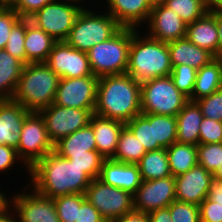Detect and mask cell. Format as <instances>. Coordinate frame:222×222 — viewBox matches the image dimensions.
<instances>
[{"mask_svg": "<svg viewBox=\"0 0 222 222\" xmlns=\"http://www.w3.org/2000/svg\"><path fill=\"white\" fill-rule=\"evenodd\" d=\"M89 124L94 131L97 151L105 159H112L116 153L119 135L125 123L93 114Z\"/></svg>", "mask_w": 222, "mask_h": 222, "instance_id": "7402d4cb", "label": "cell"}, {"mask_svg": "<svg viewBox=\"0 0 222 222\" xmlns=\"http://www.w3.org/2000/svg\"><path fill=\"white\" fill-rule=\"evenodd\" d=\"M13 209L11 208L8 212L0 213V222H15Z\"/></svg>", "mask_w": 222, "mask_h": 222, "instance_id": "db71d44e", "label": "cell"}, {"mask_svg": "<svg viewBox=\"0 0 222 222\" xmlns=\"http://www.w3.org/2000/svg\"><path fill=\"white\" fill-rule=\"evenodd\" d=\"M140 31V28H133L126 73L140 84L153 78L169 76L172 64L168 44L141 34Z\"/></svg>", "mask_w": 222, "mask_h": 222, "instance_id": "3957f363", "label": "cell"}, {"mask_svg": "<svg viewBox=\"0 0 222 222\" xmlns=\"http://www.w3.org/2000/svg\"><path fill=\"white\" fill-rule=\"evenodd\" d=\"M146 24L147 35L161 42L168 43L186 37L187 24L165 5L152 7Z\"/></svg>", "mask_w": 222, "mask_h": 222, "instance_id": "e0dca14e", "label": "cell"}, {"mask_svg": "<svg viewBox=\"0 0 222 222\" xmlns=\"http://www.w3.org/2000/svg\"><path fill=\"white\" fill-rule=\"evenodd\" d=\"M23 161L19 158L17 150L7 145L0 144V172H8L13 165ZM16 163V164H15Z\"/></svg>", "mask_w": 222, "mask_h": 222, "instance_id": "bcb514c9", "label": "cell"}, {"mask_svg": "<svg viewBox=\"0 0 222 222\" xmlns=\"http://www.w3.org/2000/svg\"><path fill=\"white\" fill-rule=\"evenodd\" d=\"M60 78L93 75L87 52L74 49L65 41L56 42L45 62Z\"/></svg>", "mask_w": 222, "mask_h": 222, "instance_id": "9a60e30c", "label": "cell"}, {"mask_svg": "<svg viewBox=\"0 0 222 222\" xmlns=\"http://www.w3.org/2000/svg\"><path fill=\"white\" fill-rule=\"evenodd\" d=\"M199 210L200 222H222V205L210 198H206L200 203Z\"/></svg>", "mask_w": 222, "mask_h": 222, "instance_id": "ee69618b", "label": "cell"}, {"mask_svg": "<svg viewBox=\"0 0 222 222\" xmlns=\"http://www.w3.org/2000/svg\"><path fill=\"white\" fill-rule=\"evenodd\" d=\"M9 196L7 198L6 194L0 190V213L8 212L12 208L10 207L12 206V197Z\"/></svg>", "mask_w": 222, "mask_h": 222, "instance_id": "f5cc1de1", "label": "cell"}, {"mask_svg": "<svg viewBox=\"0 0 222 222\" xmlns=\"http://www.w3.org/2000/svg\"><path fill=\"white\" fill-rule=\"evenodd\" d=\"M154 143L168 148L176 142L177 121L175 116L153 114Z\"/></svg>", "mask_w": 222, "mask_h": 222, "instance_id": "836d02e7", "label": "cell"}, {"mask_svg": "<svg viewBox=\"0 0 222 222\" xmlns=\"http://www.w3.org/2000/svg\"><path fill=\"white\" fill-rule=\"evenodd\" d=\"M189 101L171 76L157 77L141 84V113L177 116Z\"/></svg>", "mask_w": 222, "mask_h": 222, "instance_id": "52a82bcc", "label": "cell"}, {"mask_svg": "<svg viewBox=\"0 0 222 222\" xmlns=\"http://www.w3.org/2000/svg\"><path fill=\"white\" fill-rule=\"evenodd\" d=\"M146 153L142 143L124 126L120 132L116 153L112 160L127 164H138Z\"/></svg>", "mask_w": 222, "mask_h": 222, "instance_id": "4dcf8cb0", "label": "cell"}, {"mask_svg": "<svg viewBox=\"0 0 222 222\" xmlns=\"http://www.w3.org/2000/svg\"><path fill=\"white\" fill-rule=\"evenodd\" d=\"M77 222H107L98 210L87 199L78 209Z\"/></svg>", "mask_w": 222, "mask_h": 222, "instance_id": "7dc6e473", "label": "cell"}, {"mask_svg": "<svg viewBox=\"0 0 222 222\" xmlns=\"http://www.w3.org/2000/svg\"><path fill=\"white\" fill-rule=\"evenodd\" d=\"M108 6H107V5ZM107 11L122 27L139 29L146 24L152 6L149 0H106Z\"/></svg>", "mask_w": 222, "mask_h": 222, "instance_id": "d6986e66", "label": "cell"}, {"mask_svg": "<svg viewBox=\"0 0 222 222\" xmlns=\"http://www.w3.org/2000/svg\"><path fill=\"white\" fill-rule=\"evenodd\" d=\"M95 10H81L76 17L65 40L74 49L87 52L94 45L109 40L122 28L107 11Z\"/></svg>", "mask_w": 222, "mask_h": 222, "instance_id": "8992f818", "label": "cell"}, {"mask_svg": "<svg viewBox=\"0 0 222 222\" xmlns=\"http://www.w3.org/2000/svg\"><path fill=\"white\" fill-rule=\"evenodd\" d=\"M19 0H0V8H14Z\"/></svg>", "mask_w": 222, "mask_h": 222, "instance_id": "9f6ffc18", "label": "cell"}, {"mask_svg": "<svg viewBox=\"0 0 222 222\" xmlns=\"http://www.w3.org/2000/svg\"><path fill=\"white\" fill-rule=\"evenodd\" d=\"M222 142V122L210 118H203L199 130V144Z\"/></svg>", "mask_w": 222, "mask_h": 222, "instance_id": "b9f144b4", "label": "cell"}, {"mask_svg": "<svg viewBox=\"0 0 222 222\" xmlns=\"http://www.w3.org/2000/svg\"><path fill=\"white\" fill-rule=\"evenodd\" d=\"M85 198L107 222L134 211L133 195L130 192L110 186L99 178L91 181L85 191Z\"/></svg>", "mask_w": 222, "mask_h": 222, "instance_id": "9c48e42d", "label": "cell"}, {"mask_svg": "<svg viewBox=\"0 0 222 222\" xmlns=\"http://www.w3.org/2000/svg\"><path fill=\"white\" fill-rule=\"evenodd\" d=\"M167 44L172 67L184 64L199 70L215 58L207 50L191 43L186 37L168 42Z\"/></svg>", "mask_w": 222, "mask_h": 222, "instance_id": "603a6c76", "label": "cell"}, {"mask_svg": "<svg viewBox=\"0 0 222 222\" xmlns=\"http://www.w3.org/2000/svg\"><path fill=\"white\" fill-rule=\"evenodd\" d=\"M197 162L214 174L222 163V142L197 145Z\"/></svg>", "mask_w": 222, "mask_h": 222, "instance_id": "8d00e7d4", "label": "cell"}, {"mask_svg": "<svg viewBox=\"0 0 222 222\" xmlns=\"http://www.w3.org/2000/svg\"><path fill=\"white\" fill-rule=\"evenodd\" d=\"M80 11L75 5L55 0L36 11L29 20L55 41H65Z\"/></svg>", "mask_w": 222, "mask_h": 222, "instance_id": "30bf717a", "label": "cell"}, {"mask_svg": "<svg viewBox=\"0 0 222 222\" xmlns=\"http://www.w3.org/2000/svg\"><path fill=\"white\" fill-rule=\"evenodd\" d=\"M207 198L222 205V182L216 180L212 182Z\"/></svg>", "mask_w": 222, "mask_h": 222, "instance_id": "f907efd6", "label": "cell"}, {"mask_svg": "<svg viewBox=\"0 0 222 222\" xmlns=\"http://www.w3.org/2000/svg\"><path fill=\"white\" fill-rule=\"evenodd\" d=\"M210 8H222V0H206Z\"/></svg>", "mask_w": 222, "mask_h": 222, "instance_id": "6f0895ef", "label": "cell"}, {"mask_svg": "<svg viewBox=\"0 0 222 222\" xmlns=\"http://www.w3.org/2000/svg\"><path fill=\"white\" fill-rule=\"evenodd\" d=\"M171 175L176 177L198 164L197 146L175 142L166 148Z\"/></svg>", "mask_w": 222, "mask_h": 222, "instance_id": "f1b7e54d", "label": "cell"}, {"mask_svg": "<svg viewBox=\"0 0 222 222\" xmlns=\"http://www.w3.org/2000/svg\"><path fill=\"white\" fill-rule=\"evenodd\" d=\"M99 179L110 186L130 192L132 195L142 182L137 164H127L112 159L103 161Z\"/></svg>", "mask_w": 222, "mask_h": 222, "instance_id": "ffe728a7", "label": "cell"}, {"mask_svg": "<svg viewBox=\"0 0 222 222\" xmlns=\"http://www.w3.org/2000/svg\"><path fill=\"white\" fill-rule=\"evenodd\" d=\"M213 181V174L197 164L175 177L176 200L199 206L207 198Z\"/></svg>", "mask_w": 222, "mask_h": 222, "instance_id": "2e32d148", "label": "cell"}, {"mask_svg": "<svg viewBox=\"0 0 222 222\" xmlns=\"http://www.w3.org/2000/svg\"><path fill=\"white\" fill-rule=\"evenodd\" d=\"M176 200L175 177L142 181L133 194V209L149 214L152 211L168 207Z\"/></svg>", "mask_w": 222, "mask_h": 222, "instance_id": "5bb4252c", "label": "cell"}, {"mask_svg": "<svg viewBox=\"0 0 222 222\" xmlns=\"http://www.w3.org/2000/svg\"><path fill=\"white\" fill-rule=\"evenodd\" d=\"M132 36L133 28L122 27L109 40L88 50L87 56L93 75L100 78L126 73Z\"/></svg>", "mask_w": 222, "mask_h": 222, "instance_id": "5b68a950", "label": "cell"}, {"mask_svg": "<svg viewBox=\"0 0 222 222\" xmlns=\"http://www.w3.org/2000/svg\"><path fill=\"white\" fill-rule=\"evenodd\" d=\"M50 141L55 144L75 131L87 126L94 109L63 107L52 103L40 111Z\"/></svg>", "mask_w": 222, "mask_h": 222, "instance_id": "8fae6325", "label": "cell"}, {"mask_svg": "<svg viewBox=\"0 0 222 222\" xmlns=\"http://www.w3.org/2000/svg\"><path fill=\"white\" fill-rule=\"evenodd\" d=\"M21 19L12 8H0V50L5 49L13 26Z\"/></svg>", "mask_w": 222, "mask_h": 222, "instance_id": "7bdbcfd3", "label": "cell"}, {"mask_svg": "<svg viewBox=\"0 0 222 222\" xmlns=\"http://www.w3.org/2000/svg\"><path fill=\"white\" fill-rule=\"evenodd\" d=\"M24 65L5 49L0 50V100H12Z\"/></svg>", "mask_w": 222, "mask_h": 222, "instance_id": "4316f807", "label": "cell"}, {"mask_svg": "<svg viewBox=\"0 0 222 222\" xmlns=\"http://www.w3.org/2000/svg\"><path fill=\"white\" fill-rule=\"evenodd\" d=\"M30 111L13 100H0V144L17 149L23 122Z\"/></svg>", "mask_w": 222, "mask_h": 222, "instance_id": "ac0fdd59", "label": "cell"}, {"mask_svg": "<svg viewBox=\"0 0 222 222\" xmlns=\"http://www.w3.org/2000/svg\"><path fill=\"white\" fill-rule=\"evenodd\" d=\"M218 58H222V8H217Z\"/></svg>", "mask_w": 222, "mask_h": 222, "instance_id": "816d5d0a", "label": "cell"}, {"mask_svg": "<svg viewBox=\"0 0 222 222\" xmlns=\"http://www.w3.org/2000/svg\"><path fill=\"white\" fill-rule=\"evenodd\" d=\"M222 88V58L215 57L197 70L196 80L190 101L207 97Z\"/></svg>", "mask_w": 222, "mask_h": 222, "instance_id": "484cf974", "label": "cell"}, {"mask_svg": "<svg viewBox=\"0 0 222 222\" xmlns=\"http://www.w3.org/2000/svg\"><path fill=\"white\" fill-rule=\"evenodd\" d=\"M137 165L142 181L171 176L166 148L146 152Z\"/></svg>", "mask_w": 222, "mask_h": 222, "instance_id": "f546056e", "label": "cell"}, {"mask_svg": "<svg viewBox=\"0 0 222 222\" xmlns=\"http://www.w3.org/2000/svg\"><path fill=\"white\" fill-rule=\"evenodd\" d=\"M204 116L196 102L188 101L177 114L176 142L185 144H199V130Z\"/></svg>", "mask_w": 222, "mask_h": 222, "instance_id": "d4e9b609", "label": "cell"}, {"mask_svg": "<svg viewBox=\"0 0 222 222\" xmlns=\"http://www.w3.org/2000/svg\"><path fill=\"white\" fill-rule=\"evenodd\" d=\"M56 42L44 30L31 23L29 18H26V35L24 41L26 64L45 63Z\"/></svg>", "mask_w": 222, "mask_h": 222, "instance_id": "cb8c5ba5", "label": "cell"}, {"mask_svg": "<svg viewBox=\"0 0 222 222\" xmlns=\"http://www.w3.org/2000/svg\"><path fill=\"white\" fill-rule=\"evenodd\" d=\"M188 25L210 10L206 0H167L164 4Z\"/></svg>", "mask_w": 222, "mask_h": 222, "instance_id": "d6a6232c", "label": "cell"}, {"mask_svg": "<svg viewBox=\"0 0 222 222\" xmlns=\"http://www.w3.org/2000/svg\"><path fill=\"white\" fill-rule=\"evenodd\" d=\"M186 38L218 57L217 8H210L201 18L188 24Z\"/></svg>", "mask_w": 222, "mask_h": 222, "instance_id": "44dd1931", "label": "cell"}, {"mask_svg": "<svg viewBox=\"0 0 222 222\" xmlns=\"http://www.w3.org/2000/svg\"><path fill=\"white\" fill-rule=\"evenodd\" d=\"M195 102L200 107L204 118L222 122V88Z\"/></svg>", "mask_w": 222, "mask_h": 222, "instance_id": "60d3db41", "label": "cell"}, {"mask_svg": "<svg viewBox=\"0 0 222 222\" xmlns=\"http://www.w3.org/2000/svg\"><path fill=\"white\" fill-rule=\"evenodd\" d=\"M149 222H172L168 207L152 211L148 214Z\"/></svg>", "mask_w": 222, "mask_h": 222, "instance_id": "c3c4849f", "label": "cell"}, {"mask_svg": "<svg viewBox=\"0 0 222 222\" xmlns=\"http://www.w3.org/2000/svg\"><path fill=\"white\" fill-rule=\"evenodd\" d=\"M16 150L28 175L29 169L37 161L54 151V144L48 137L45 120L40 112H30L26 116Z\"/></svg>", "mask_w": 222, "mask_h": 222, "instance_id": "ba28073f", "label": "cell"}, {"mask_svg": "<svg viewBox=\"0 0 222 222\" xmlns=\"http://www.w3.org/2000/svg\"><path fill=\"white\" fill-rule=\"evenodd\" d=\"M28 177L31 178L28 186L38 194L52 199L64 195L85 194L92 181L82 169L54 151L37 161L29 169Z\"/></svg>", "mask_w": 222, "mask_h": 222, "instance_id": "6da1fadb", "label": "cell"}, {"mask_svg": "<svg viewBox=\"0 0 222 222\" xmlns=\"http://www.w3.org/2000/svg\"><path fill=\"white\" fill-rule=\"evenodd\" d=\"M167 0H149L152 7L158 6V5H164Z\"/></svg>", "mask_w": 222, "mask_h": 222, "instance_id": "91938a15", "label": "cell"}, {"mask_svg": "<svg viewBox=\"0 0 222 222\" xmlns=\"http://www.w3.org/2000/svg\"><path fill=\"white\" fill-rule=\"evenodd\" d=\"M197 70L189 65H177L172 67V72L170 74L175 87L181 91L188 98L192 95L195 80H196Z\"/></svg>", "mask_w": 222, "mask_h": 222, "instance_id": "f35d334b", "label": "cell"}, {"mask_svg": "<svg viewBox=\"0 0 222 222\" xmlns=\"http://www.w3.org/2000/svg\"><path fill=\"white\" fill-rule=\"evenodd\" d=\"M112 222H149V217L148 214L133 211L115 219Z\"/></svg>", "mask_w": 222, "mask_h": 222, "instance_id": "681fc988", "label": "cell"}, {"mask_svg": "<svg viewBox=\"0 0 222 222\" xmlns=\"http://www.w3.org/2000/svg\"><path fill=\"white\" fill-rule=\"evenodd\" d=\"M55 0H19L13 8L21 18H29L43 6Z\"/></svg>", "mask_w": 222, "mask_h": 222, "instance_id": "f6af8a7d", "label": "cell"}, {"mask_svg": "<svg viewBox=\"0 0 222 222\" xmlns=\"http://www.w3.org/2000/svg\"><path fill=\"white\" fill-rule=\"evenodd\" d=\"M213 176H214V180L222 182V163L220 167L215 171Z\"/></svg>", "mask_w": 222, "mask_h": 222, "instance_id": "680465c9", "label": "cell"}, {"mask_svg": "<svg viewBox=\"0 0 222 222\" xmlns=\"http://www.w3.org/2000/svg\"><path fill=\"white\" fill-rule=\"evenodd\" d=\"M98 80L95 75L60 78L53 103L63 107L95 109Z\"/></svg>", "mask_w": 222, "mask_h": 222, "instance_id": "4fadbf2b", "label": "cell"}, {"mask_svg": "<svg viewBox=\"0 0 222 222\" xmlns=\"http://www.w3.org/2000/svg\"><path fill=\"white\" fill-rule=\"evenodd\" d=\"M85 199V194H71L54 198L60 222H77L78 209Z\"/></svg>", "mask_w": 222, "mask_h": 222, "instance_id": "d590c367", "label": "cell"}, {"mask_svg": "<svg viewBox=\"0 0 222 222\" xmlns=\"http://www.w3.org/2000/svg\"><path fill=\"white\" fill-rule=\"evenodd\" d=\"M59 156L68 159L74 165L82 169L91 180L99 178L102 164L105 160L97 150L87 151V154Z\"/></svg>", "mask_w": 222, "mask_h": 222, "instance_id": "e575fe53", "label": "cell"}, {"mask_svg": "<svg viewBox=\"0 0 222 222\" xmlns=\"http://www.w3.org/2000/svg\"><path fill=\"white\" fill-rule=\"evenodd\" d=\"M125 126L142 143L146 152L162 149L158 143H154L153 114L141 113L132 120L125 123Z\"/></svg>", "mask_w": 222, "mask_h": 222, "instance_id": "1f68e13d", "label": "cell"}, {"mask_svg": "<svg viewBox=\"0 0 222 222\" xmlns=\"http://www.w3.org/2000/svg\"><path fill=\"white\" fill-rule=\"evenodd\" d=\"M94 114L127 123L141 114V84L127 73L100 77Z\"/></svg>", "mask_w": 222, "mask_h": 222, "instance_id": "7a4b0ae2", "label": "cell"}, {"mask_svg": "<svg viewBox=\"0 0 222 222\" xmlns=\"http://www.w3.org/2000/svg\"><path fill=\"white\" fill-rule=\"evenodd\" d=\"M26 35V18H21L12 28L5 50L26 64V50L24 47Z\"/></svg>", "mask_w": 222, "mask_h": 222, "instance_id": "74e56055", "label": "cell"}, {"mask_svg": "<svg viewBox=\"0 0 222 222\" xmlns=\"http://www.w3.org/2000/svg\"><path fill=\"white\" fill-rule=\"evenodd\" d=\"M97 150L94 131L90 124L74 133L61 138L54 144V152L58 155H80L87 151Z\"/></svg>", "mask_w": 222, "mask_h": 222, "instance_id": "83f0119b", "label": "cell"}, {"mask_svg": "<svg viewBox=\"0 0 222 222\" xmlns=\"http://www.w3.org/2000/svg\"><path fill=\"white\" fill-rule=\"evenodd\" d=\"M168 208L172 222H200L198 205L174 200Z\"/></svg>", "mask_w": 222, "mask_h": 222, "instance_id": "ab89813d", "label": "cell"}, {"mask_svg": "<svg viewBox=\"0 0 222 222\" xmlns=\"http://www.w3.org/2000/svg\"><path fill=\"white\" fill-rule=\"evenodd\" d=\"M26 186L24 189L27 192L21 189L22 191L11 195L15 222H60L53 199Z\"/></svg>", "mask_w": 222, "mask_h": 222, "instance_id": "7c38bea8", "label": "cell"}, {"mask_svg": "<svg viewBox=\"0 0 222 222\" xmlns=\"http://www.w3.org/2000/svg\"><path fill=\"white\" fill-rule=\"evenodd\" d=\"M59 81L46 63L25 64L12 100L30 112H40L53 103Z\"/></svg>", "mask_w": 222, "mask_h": 222, "instance_id": "277c9868", "label": "cell"}, {"mask_svg": "<svg viewBox=\"0 0 222 222\" xmlns=\"http://www.w3.org/2000/svg\"><path fill=\"white\" fill-rule=\"evenodd\" d=\"M58 1L65 2V3L71 4V5H75L81 10L91 9L90 6L87 8L86 3H85V5H86L85 7H84V4H83V6L81 5V3H83L85 0H58Z\"/></svg>", "mask_w": 222, "mask_h": 222, "instance_id": "11a10c76", "label": "cell"}]
</instances>
